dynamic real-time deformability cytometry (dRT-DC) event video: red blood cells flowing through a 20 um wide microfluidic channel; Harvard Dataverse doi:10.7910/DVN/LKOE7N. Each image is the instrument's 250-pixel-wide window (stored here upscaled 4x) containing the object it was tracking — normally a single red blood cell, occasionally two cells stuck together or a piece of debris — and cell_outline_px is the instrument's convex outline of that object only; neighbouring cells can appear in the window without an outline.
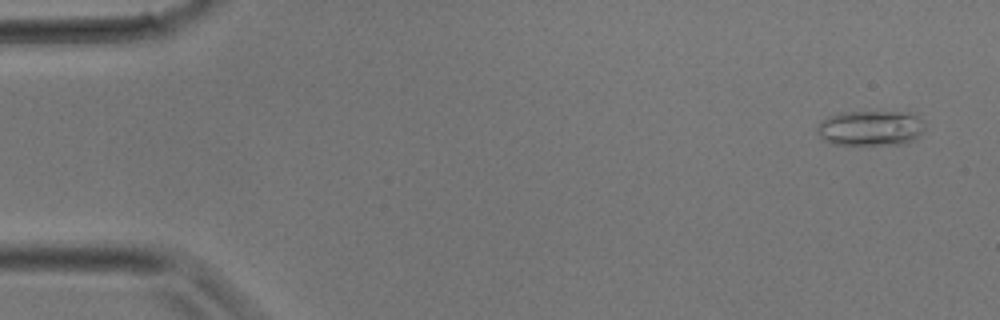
{"species": "common noctule bat (a hibernating species)", "species_latin": "Nyctalus noctula", "temperature_condition": "room temperature", "stored_images_in_passage": 33, "camera_frame_rate_fps": 3000, "um_per_image_px": 0.085, "animal": {"sex": "male", "body_mass_g": 17.9}, "frame": {"image": 1, "passage_image": 2, "time_ms": 0.333, "image_size_px": [1000, 320], "cell_outline_px": [[924, 128], [920, 136], [908, 144], [832, 144], [824, 140], [816, 132], [816, 128], [820, 120], [828, 116], [840, 112], [912, 112], [924, 120]], "centroid_in_image_um": [74.02, 10.88], "position_along_channel_um": 11.0, "area_um2": 22.48}}
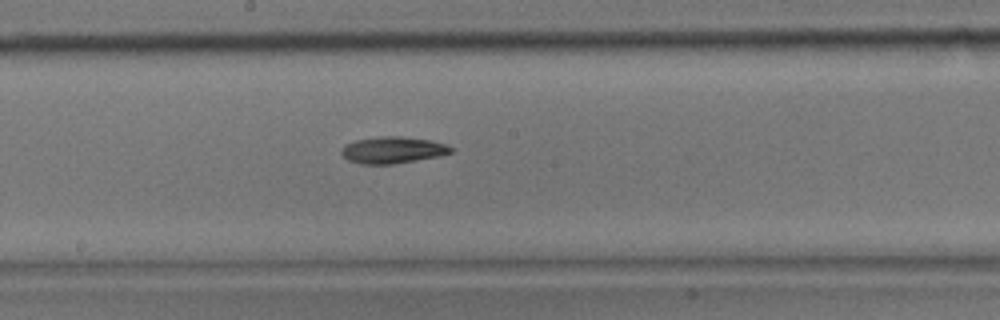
{"frame": {"image": 2, "passage_image": 18, "time_ms": 5.667, "image_size_px": [1000, 320], "cell_outline_px": [[452, 152], [440, 156], [392, 164], [360, 164], [348, 160], [340, 152], [344, 144], [356, 140], [380, 136], [396, 136], [432, 140], [444, 144], [452, 148]], "centroid_in_image_um": [33.35, 12.75], "position_along_channel_um": 214.8, "area_um2": 16.94}}
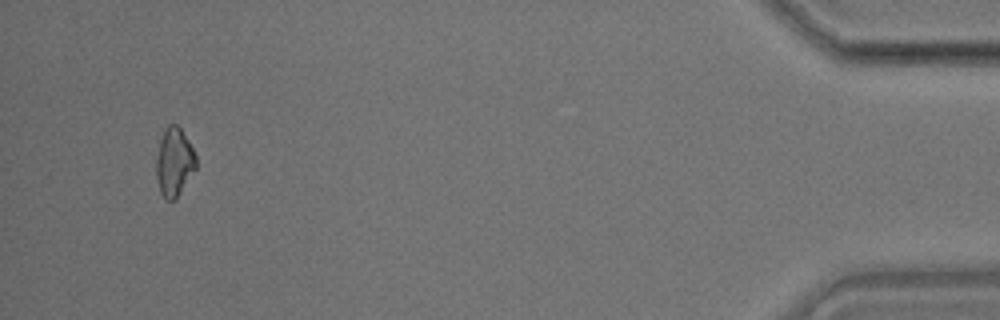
{"frame": {"image": 3, "passage_image": 32, "time_ms": 10.333, "image_size_px": [1000, 320], "cell_outline_px": [[196, 168], [176, 200], [164, 200], [160, 192], [156, 176], [156, 156], [160, 140], [164, 128], [168, 124], [176, 124], [180, 128], [192, 148], [196, 156]], "centroid_in_image_um": [14.79, 13.8], "position_along_channel_um": 420.4, "area_um2": 15.95}}